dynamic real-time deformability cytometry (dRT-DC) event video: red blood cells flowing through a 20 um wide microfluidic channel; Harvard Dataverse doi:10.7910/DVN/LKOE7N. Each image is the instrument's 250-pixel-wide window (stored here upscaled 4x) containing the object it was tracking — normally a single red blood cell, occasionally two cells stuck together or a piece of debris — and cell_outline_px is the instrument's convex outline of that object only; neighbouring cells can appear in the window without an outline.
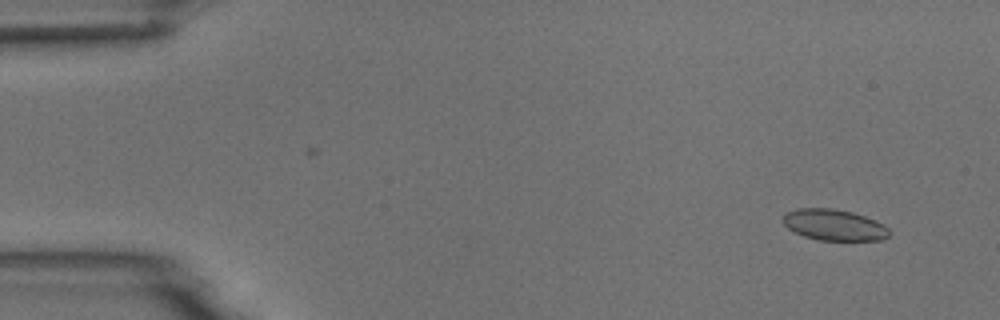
{"species": "common noctule bat (a hibernating species)", "species_latin": "Nyctalus noctula", "temperature_condition": "room temperature", "stored_images_in_passage": 6, "camera_frame_rate_fps": 3000, "um_per_image_px": 0.085, "animal": {"sex": "male", "body_mass_g": 18.8}, "frame": {"image": 1, "passage_image": 1, "time_ms": 0.0, "image_size_px": [1000, 320], "cell_outline_px": [[892, 232], [884, 240], [820, 240], [804, 236], [788, 228], [784, 224], [784, 212], [796, 208], [832, 208], [852, 212], [876, 220], [884, 224]], "centroid_in_image_um": [70.93, 19.11], "position_along_channel_um": 14.1, "area_um2": 19.36}}
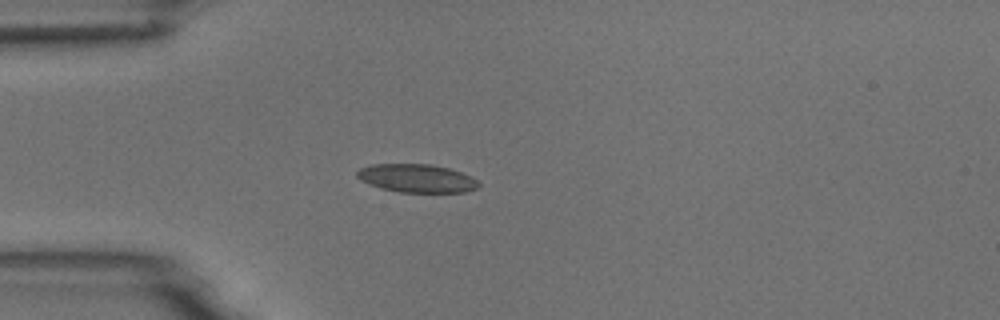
{"frame": {"image": 2, "passage_image": 4, "time_ms": 3.667, "image_size_px": [1000, 320], "cell_outline_px": [[480, 188], [464, 192], [400, 192], [380, 188], [360, 180], [356, 176], [356, 172], [360, 168], [372, 164], [432, 164], [448, 168], [472, 176], [480, 184]], "centroid_in_image_um": [35.43, 15.15], "position_along_channel_um": 49.6, "area_um2": 20.11}}